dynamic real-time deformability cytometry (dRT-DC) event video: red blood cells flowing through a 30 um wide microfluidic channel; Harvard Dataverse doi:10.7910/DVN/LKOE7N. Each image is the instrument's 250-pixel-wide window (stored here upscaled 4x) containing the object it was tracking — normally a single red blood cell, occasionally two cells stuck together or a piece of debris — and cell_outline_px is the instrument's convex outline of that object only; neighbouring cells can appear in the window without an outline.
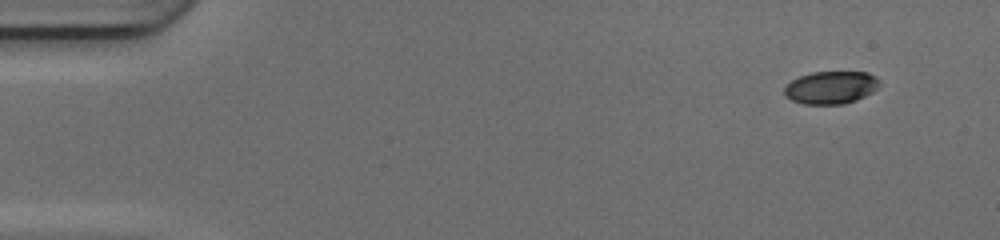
{"species": "common noctule bat (a hibernating species)", "species_latin": "Nyctalus noctula", "temperature_condition": "cold", "stored_images_in_passage": 47, "camera_frame_rate_fps": 3000, "um_per_image_px": 0.085, "animal": {"sex": "female", "body_mass_g": 17.0, "forearm_length_mm": 48.0}, "frame": {"image": 1, "passage_image": 1, "time_ms": 0.0, "image_size_px": [1000, 240], "cell_outline_px": [[880, 80], [876, 88], [872, 92], [856, 100], [844, 104], [804, 104], [792, 100], [784, 96], [784, 88], [792, 80], [800, 76], [812, 72], [868, 72], [876, 76]], "centroid_in_image_um": [70.62, 7.43], "position_along_channel_um": 14.4, "area_um2": 18.09}}
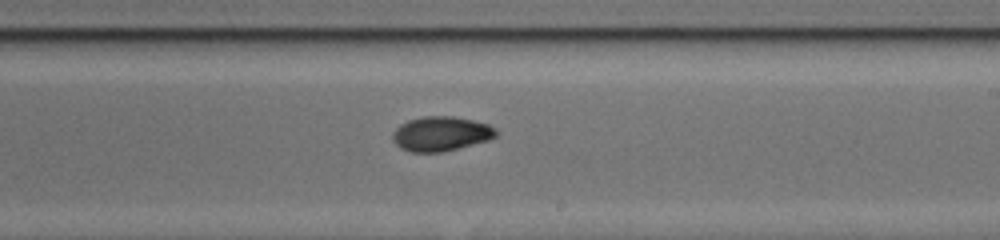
{"frame": {"image": 2, "passage_image": 27, "time_ms": 8.667, "image_size_px": [1000, 240], "cell_outline_px": [[496, 136], [488, 140], [444, 152], [408, 152], [400, 148], [392, 140], [392, 132], [400, 124], [408, 120], [424, 116], [452, 116], [472, 120], [488, 124], [496, 128]], "centroid_in_image_um": [37.45, 11.37], "position_along_channel_um": 251.6, "area_um2": 20.92}}
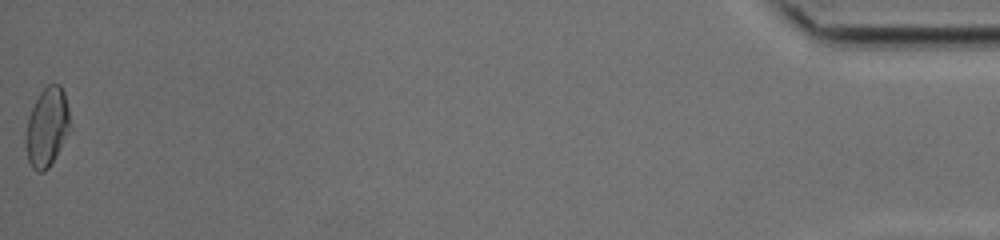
{"frame": {"image": 3, "passage_image": 47, "time_ms": 15.333, "image_size_px": [1000, 240], "cell_outline_px": [[68, 132], [56, 156], [48, 168], [44, 172], [36, 172], [32, 168], [28, 160], [28, 116], [40, 92], [48, 84], [60, 84], [64, 92], [68, 108]], "centroid_in_image_um": [4.01, 10.8], "position_along_channel_um": 431.2, "area_um2": 19.54}, "authors_computed_cell_mechanics": {"area_um2": 19.9988, "velocity_mm_per_s": 4.1998, "shape_relaxation_time_tau1_ms": null, "shape_relaxation_time_tau2_ms": 3.1056, "deformation_change_tau1": null, "deformation_change_tau2": 0.0625}}